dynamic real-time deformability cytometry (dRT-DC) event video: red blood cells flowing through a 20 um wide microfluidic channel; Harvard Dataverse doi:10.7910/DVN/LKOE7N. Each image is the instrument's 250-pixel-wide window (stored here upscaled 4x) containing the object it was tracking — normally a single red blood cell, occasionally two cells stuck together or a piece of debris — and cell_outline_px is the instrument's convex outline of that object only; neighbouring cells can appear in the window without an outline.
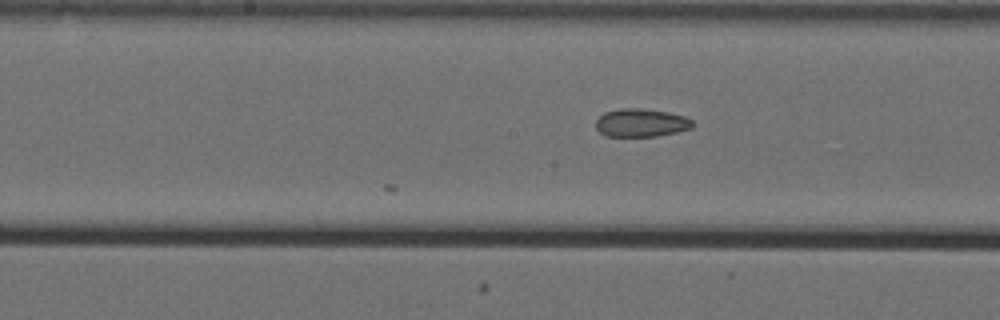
{"species": "Egyptian fruit bat (a non-hibernating species)", "species_latin": "Rousettus aegyptiacus", "temperature_condition": "cold", "stored_images_in_passage": 36, "camera_frame_rate_fps": 3000, "um_per_image_px": 0.085, "animal": {"sex": "female"}, "frame": {"image": 1, "passage_image": 36, "time_ms": 11.667, "image_size_px": [1000, 320], "cell_outline_px": [[696, 124], [692, 128], [676, 132], [656, 136], [604, 136], [596, 128], [596, 120], [604, 112], [620, 108], [640, 108], [668, 112], [684, 116], [692, 120]], "centroid_in_image_um": [54.5, 10.43], "position_along_channel_um": 193.7, "area_um2": 15.95}}